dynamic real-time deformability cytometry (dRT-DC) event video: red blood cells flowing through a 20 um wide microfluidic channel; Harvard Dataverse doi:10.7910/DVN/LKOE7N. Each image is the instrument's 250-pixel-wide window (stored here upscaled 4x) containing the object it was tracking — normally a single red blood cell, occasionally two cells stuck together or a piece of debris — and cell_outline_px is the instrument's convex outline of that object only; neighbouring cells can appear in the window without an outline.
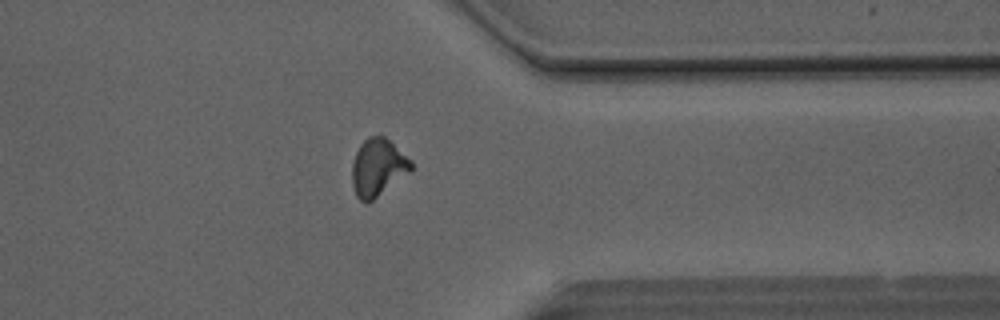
{"species": "Egyptian fruit bat (a non-hibernating species)", "species_latin": "Rousettus aegyptiacus", "temperature_condition": "room temperature", "stored_images_in_passage": 31, "camera_frame_rate_fps": 3000, "um_per_image_px": 0.085, "animal": {"sex": "male"}, "frame": {"image": 1, "passage_image": 27, "time_ms": 8.667, "image_size_px": [1000, 320], "cell_outline_px": [[412, 168], [408, 172], [368, 204], [364, 204], [356, 196], [352, 184], [352, 164], [356, 152], [360, 144], [368, 136], [384, 136], [412, 160]], "centroid_in_image_um": [32.09, 14.24], "position_along_channel_um": 379.3, "area_um2": 19.59}, "authors_computed_cell_mechanics": {"area_um2": 18.9006, "velocity_mm_per_s": 4.1525, "shape_relaxation_time_tau1_ms": 11.3685, "shape_relaxation_time_tau2_ms": 2.7292, "deformation_change_tau1": 0.2707, "deformation_change_tau2": 0.1029}}